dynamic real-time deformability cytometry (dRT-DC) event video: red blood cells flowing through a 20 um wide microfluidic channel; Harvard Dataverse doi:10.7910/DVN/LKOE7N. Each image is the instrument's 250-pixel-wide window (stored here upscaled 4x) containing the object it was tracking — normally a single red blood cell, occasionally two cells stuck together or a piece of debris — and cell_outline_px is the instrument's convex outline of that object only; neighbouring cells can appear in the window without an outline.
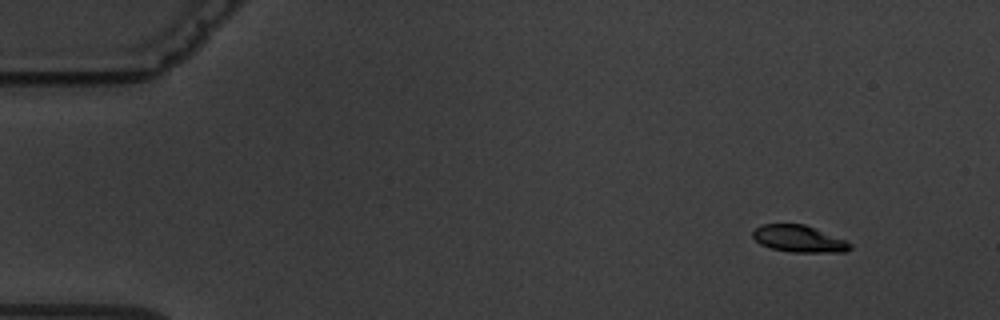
{"species": "common noctule bat (a hibernating species)", "species_latin": "Nyctalus noctula", "temperature_condition": "warm", "stored_images_in_passage": 6, "camera_frame_rate_fps": 3000, "um_per_image_px": 0.085, "animal": {"sex": "male", "body_mass_g": 19.5, "forearm_length_mm": 54.6}, "frame": {"image": 1, "passage_image": 2, "time_ms": 1.333, "image_size_px": [1000, 320], "cell_outline_px": [[852, 248], [844, 252], [792, 252], [768, 248], [760, 244], [752, 236], [752, 232], [756, 228], [764, 224], [804, 224], [844, 240], [852, 244]], "centroid_in_image_um": [67.88, 20.31], "position_along_channel_um": 17.1, "area_um2": 15.09}}
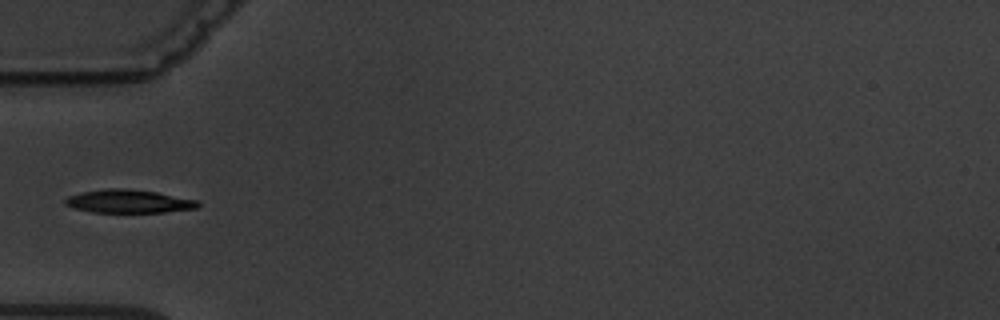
{"frame": {"image": 2, "passage_image": 6, "time_ms": 6.0, "image_size_px": [1000, 320], "cell_outline_px": [[200, 204], [196, 208], [164, 212], [92, 212], [76, 208], [64, 204], [64, 200], [68, 196], [80, 192], [108, 188], [124, 188], [156, 192], [196, 200]], "centroid_in_image_um": [10.9, 17.11], "position_along_channel_um": 74.1, "area_um2": 17.8}}